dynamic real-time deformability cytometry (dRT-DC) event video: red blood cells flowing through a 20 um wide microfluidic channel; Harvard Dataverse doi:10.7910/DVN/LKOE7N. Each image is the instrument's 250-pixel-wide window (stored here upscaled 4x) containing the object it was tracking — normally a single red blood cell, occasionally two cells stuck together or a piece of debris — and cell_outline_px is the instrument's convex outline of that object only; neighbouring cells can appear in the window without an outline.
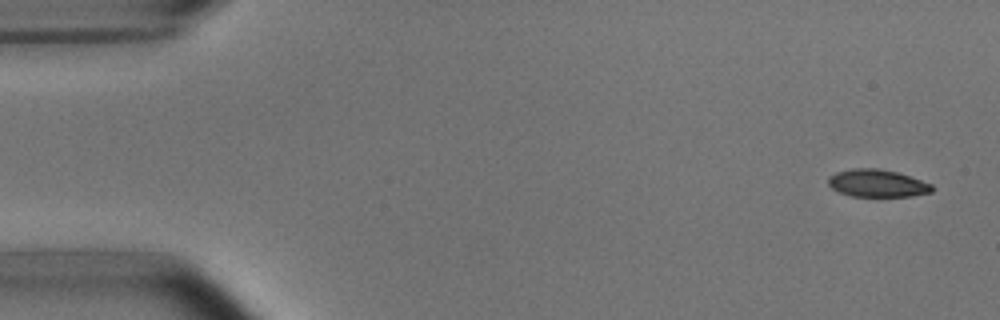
{"species": "common noctule bat (a hibernating species)", "species_latin": "Nyctalus noctula", "temperature_condition": "room temperature", "stored_images_in_passage": 7, "camera_frame_rate_fps": 3000, "um_per_image_px": 0.085, "animal": {"sex": "male", "body_mass_g": 15.6}, "frame": {"image": 1, "passage_image": 1, "time_ms": 0.0, "image_size_px": [1000, 320], "cell_outline_px": [[932, 192], [912, 196], [852, 196], [840, 192], [832, 188], [828, 184], [828, 176], [836, 172], [852, 168], [876, 168], [896, 172], [932, 184]], "centroid_in_image_um": [74.53, 15.57], "position_along_channel_um": 10.5, "area_um2": 16.47}}
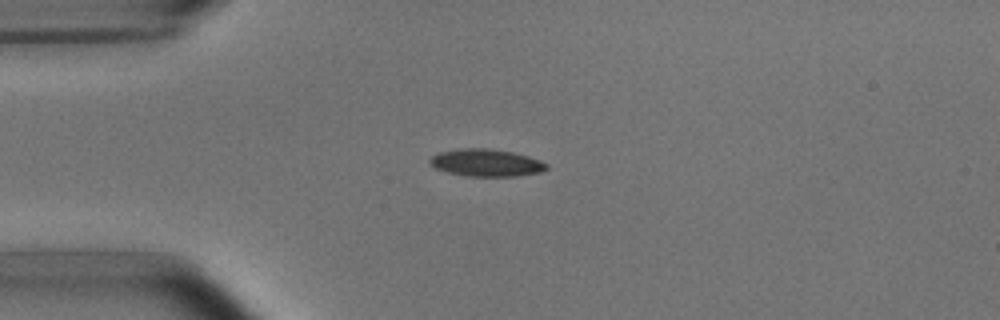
{"frame": {"image": 2, "passage_image": 4, "time_ms": 3.667, "image_size_px": [1000, 320], "cell_outline_px": [[548, 168], [540, 172], [516, 176], [464, 176], [448, 172], [436, 168], [428, 164], [428, 160], [432, 156], [440, 152], [460, 148], [488, 148], [512, 152], [528, 156], [540, 160], [548, 164]], "centroid_in_image_um": [41.31, 13.83], "position_along_channel_um": 43.7, "area_um2": 18.61}}